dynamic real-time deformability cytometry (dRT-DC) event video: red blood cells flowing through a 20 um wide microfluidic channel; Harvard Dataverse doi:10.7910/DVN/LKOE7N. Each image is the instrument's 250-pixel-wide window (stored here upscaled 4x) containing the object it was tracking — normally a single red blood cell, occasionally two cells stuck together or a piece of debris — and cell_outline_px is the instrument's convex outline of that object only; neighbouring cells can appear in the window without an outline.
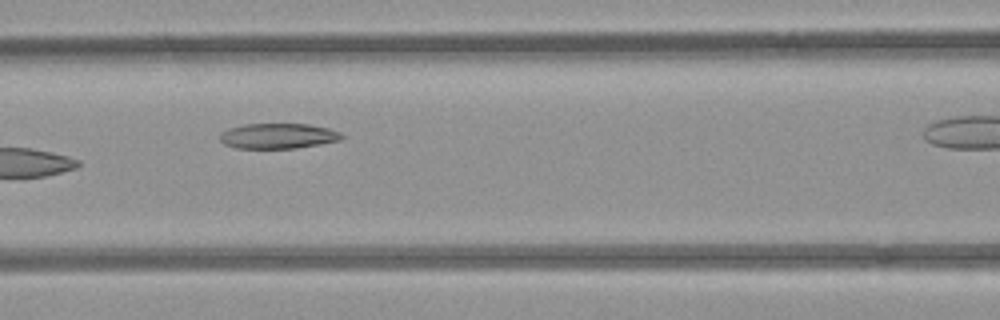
{"species": "common noctule bat (a hibernating species)", "species_latin": "Nyctalus noctula", "temperature_condition": "room temperature", "stored_images_in_passage": 11, "camera_frame_rate_fps": 3000, "um_per_image_px": 0.085, "animal": {"sex": "female", "body_mass_g": 21.9}, "frame": {"image": 1, "passage_image": 7, "time_ms": 7.0, "image_size_px": [1000, 320], "cell_outline_px": [[344, 136], [340, 140], [320, 144], [296, 148], [236, 148], [224, 144], [220, 140], [220, 132], [228, 128], [244, 124], [308, 124], [328, 128], [340, 132]], "centroid_in_image_um": [23.61, 11.55], "position_along_channel_um": 143.0, "area_um2": 17.98}}
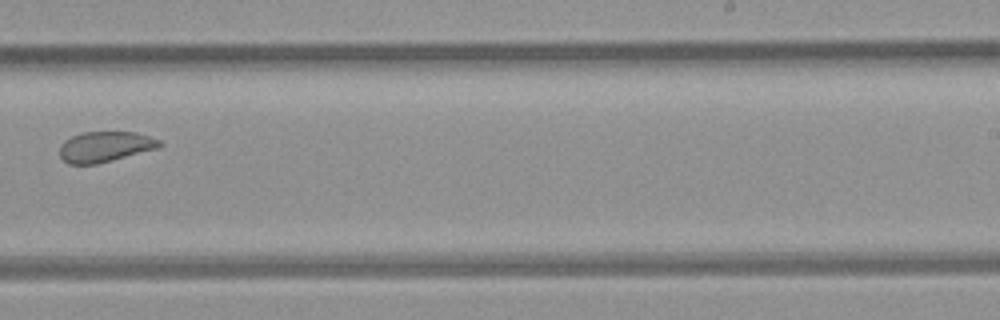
{"frame": {"image": 2, "passage_image": 11, "time_ms": 12.667, "image_size_px": [1000, 320], "cell_outline_px": [[164, 144], [160, 148], [96, 164], [68, 164], [60, 156], [60, 144], [64, 140], [80, 132], [136, 132], [160, 140]], "centroid_in_image_um": [8.94, 12.46], "position_along_channel_um": 280.1, "area_um2": 17.86}}